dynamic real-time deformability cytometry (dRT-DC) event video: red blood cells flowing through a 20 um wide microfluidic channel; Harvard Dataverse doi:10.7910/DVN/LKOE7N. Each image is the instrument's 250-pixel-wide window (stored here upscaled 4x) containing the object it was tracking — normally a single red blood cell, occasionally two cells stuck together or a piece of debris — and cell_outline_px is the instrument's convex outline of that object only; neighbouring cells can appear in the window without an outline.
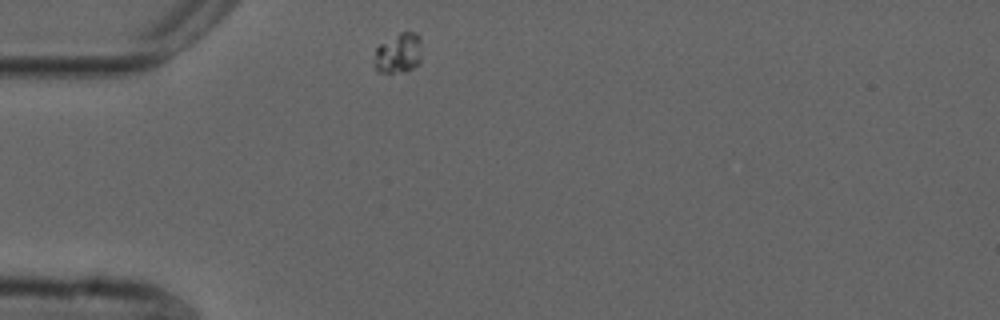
{"species": "common noctule bat (a hibernating species)", "species_latin": "Nyctalus noctula", "temperature_condition": "cold", "stored_images_in_passage": 34, "camera_frame_rate_fps": 3000, "um_per_image_px": 0.085, "animal": {"sex": "male", "forearm_length_mm": 52.5}, "frame": {"image": 1, "passage_image": 1, "time_ms": 0.0, "image_size_px": [1000, 320], "cell_outline_px": [[420, 64], [404, 72], [376, 72], [376, 48], [380, 44], [400, 32], [416, 32], [420, 36]], "centroid_in_image_um": [33.9, 4.51], "position_along_channel_um": 51.1, "area_um2": 10.92}}
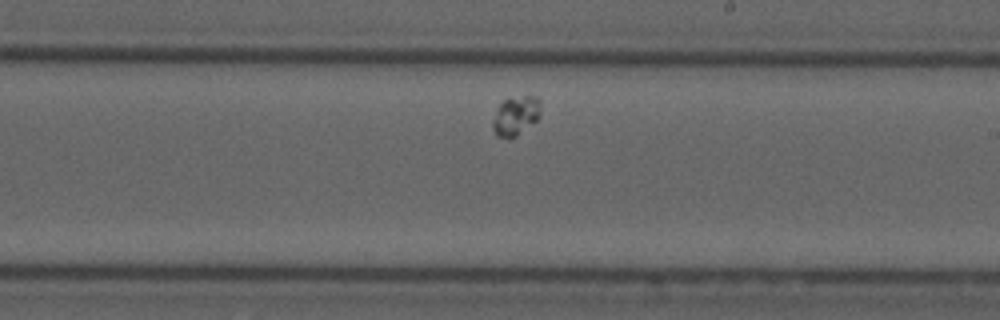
{"frame": {"image": 2, "passage_image": 20, "time_ms": 6.333, "image_size_px": [1000, 320], "cell_outline_px": [[540, 112], [536, 120], [516, 136], [508, 140], [496, 136], [492, 128], [492, 120], [500, 104], [504, 100], [524, 96], [536, 96], [540, 100]], "centroid_in_image_um": [43.81, 9.87], "position_along_channel_um": 245.2, "area_um2": 10.87}}
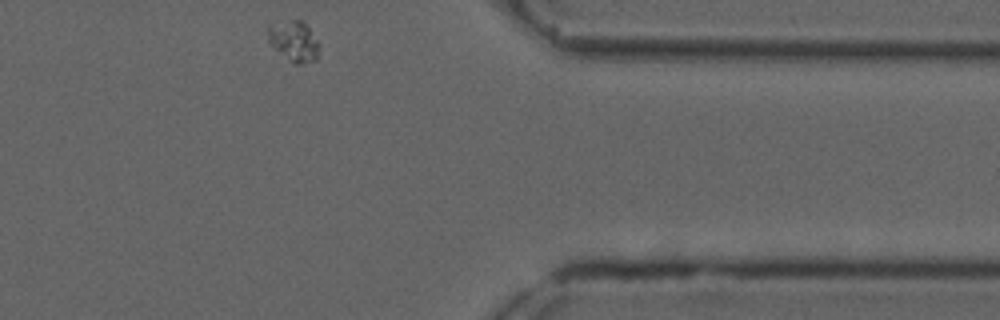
{"frame": {"image": 3, "passage_image": 34, "time_ms": 11.0, "image_size_px": [1000, 320], "cell_outline_px": [[320, 44], [316, 60], [304, 64], [292, 64], [268, 40], [268, 28], [292, 20], [300, 20], [308, 28]], "centroid_in_image_um": [25.04, 3.56], "position_along_channel_um": 386.4, "area_um2": 11.62}}